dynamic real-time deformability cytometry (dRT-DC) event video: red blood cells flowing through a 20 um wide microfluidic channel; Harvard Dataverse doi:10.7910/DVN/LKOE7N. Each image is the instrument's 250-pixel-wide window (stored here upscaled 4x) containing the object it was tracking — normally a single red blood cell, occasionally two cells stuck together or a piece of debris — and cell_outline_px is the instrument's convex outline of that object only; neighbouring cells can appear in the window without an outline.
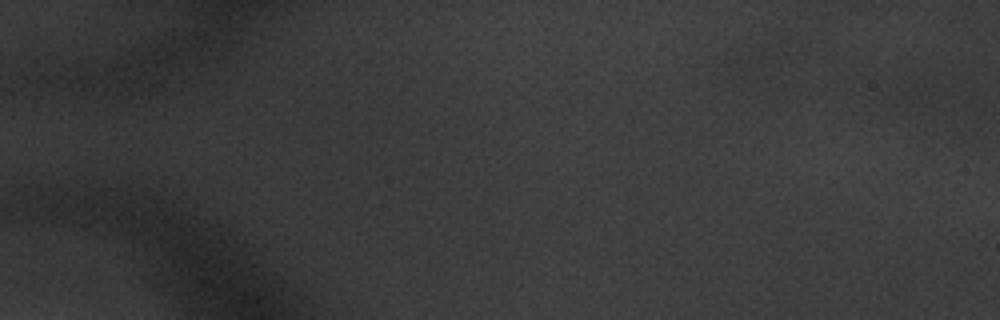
{"species": "common noctule bat (a hibernating species)", "species_latin": "Nyctalus noctula", "temperature_condition": "warm", "stored_images_in_passage": 12, "camera_frame_rate_fps": 3000, "um_per_image_px": 0.085, "animal": {"sex": "male", "body_mass_g": 20.1, "forearm_length_mm": 53.5}, "frame": {"image": 1, "passage_image": 1, "time_ms": 0.0, "image_size_px": [1000, 320], "cell_outline_px": [[972, 92], [964, 100], [924, 104], [896, 104], [896, 96], [908, 76], [916, 72], [928, 68], [960, 76], [972, 80]], "centroid_in_image_um": [79.36, 7.48], "position_along_channel_um": 5.6, "area_um2": 14.85}}